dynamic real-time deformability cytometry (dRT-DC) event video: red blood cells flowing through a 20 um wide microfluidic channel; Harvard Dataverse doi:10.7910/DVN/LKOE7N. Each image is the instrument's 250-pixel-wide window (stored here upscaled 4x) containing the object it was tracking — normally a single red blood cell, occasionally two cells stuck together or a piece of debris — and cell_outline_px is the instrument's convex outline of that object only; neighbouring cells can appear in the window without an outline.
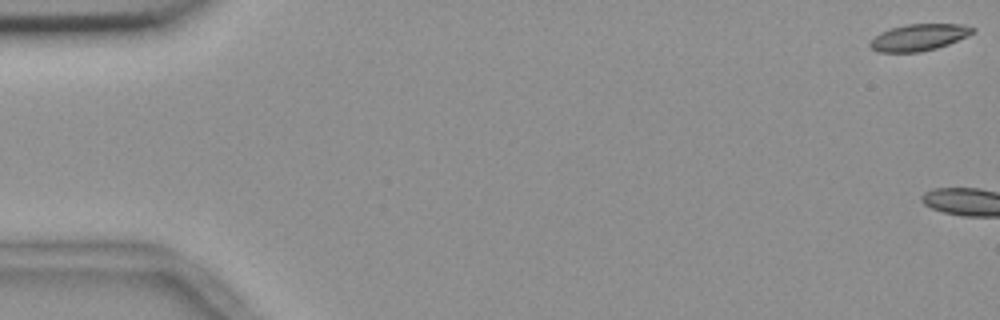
{"species": "common noctule bat (a hibernating species)", "species_latin": "Nyctalus noctula", "temperature_condition": "room temperature", "stored_images_in_passage": 11, "camera_frame_rate_fps": 3000, "um_per_image_px": 0.085, "animal": {"sex": "female", "body_mass_g": 18.4}, "frame": {"image": 1, "passage_image": 1, "time_ms": 0.0, "image_size_px": [1000, 320], "cell_outline_px": [[976, 32], [968, 36], [948, 44], [936, 48], [920, 52], [876, 52], [868, 44], [868, 40], [880, 32], [892, 28], [908, 24], [964, 24], [976, 28]], "centroid_in_image_um": [78.1, 3.17], "position_along_channel_um": 6.9, "area_um2": 16.13}}